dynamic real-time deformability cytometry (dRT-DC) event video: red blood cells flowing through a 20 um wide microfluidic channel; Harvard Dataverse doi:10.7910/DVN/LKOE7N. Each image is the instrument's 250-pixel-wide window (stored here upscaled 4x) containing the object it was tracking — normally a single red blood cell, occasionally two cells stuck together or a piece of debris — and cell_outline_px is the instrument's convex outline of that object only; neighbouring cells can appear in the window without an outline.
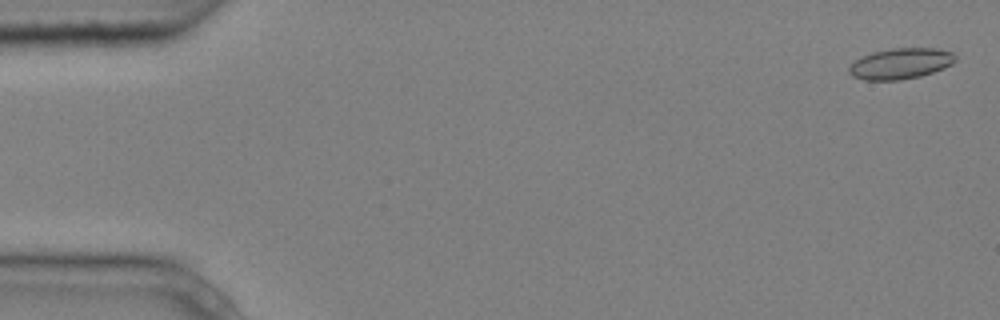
{"species": "common noctule bat (a hibernating species)", "species_latin": "Nyctalus noctula", "temperature_condition": "cold", "stored_images_in_passage": 5, "segment_of_instrument_passage": [2, 2], "camera_frame_rate_fps": 3000, "um_per_image_px": 0.085, "animal": {"sex": "male", "body_mass_g": 20.4}, "frame": {"image": 1, "passage_image": 5, "time_ms": 1.333, "image_size_px": [1000, 320], "cell_outline_px": [[956, 60], [952, 64], [944, 68], [920, 76], [900, 80], [864, 80], [852, 76], [848, 72], [848, 68], [856, 60], [872, 52], [892, 48], [940, 48], [952, 52], [956, 56]], "centroid_in_image_um": [76.57, 5.4], "position_along_channel_um": 8.4, "area_um2": 19.13}}